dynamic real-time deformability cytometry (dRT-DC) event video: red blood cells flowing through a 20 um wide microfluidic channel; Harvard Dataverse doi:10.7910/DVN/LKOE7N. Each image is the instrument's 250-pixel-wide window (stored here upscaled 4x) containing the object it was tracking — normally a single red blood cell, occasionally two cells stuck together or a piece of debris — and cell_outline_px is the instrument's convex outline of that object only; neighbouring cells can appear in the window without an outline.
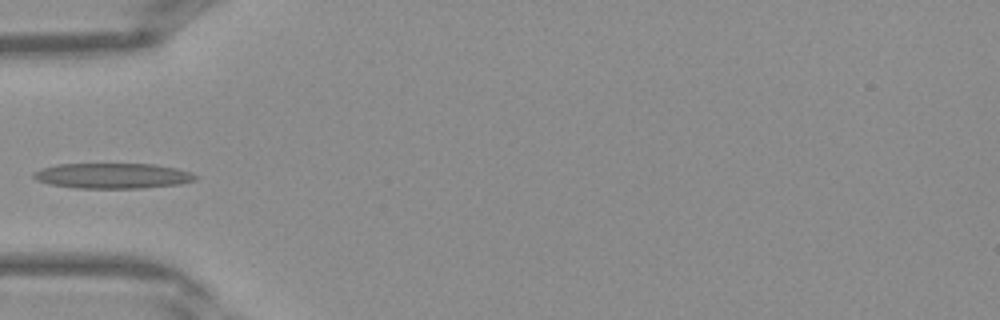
{"species": "Egyptian fruit bat (a non-hibernating species)", "species_latin": "Rousettus aegyptiacus", "temperature_condition": "warm", "stored_images_in_passage": 28, "camera_frame_rate_fps": 3000, "um_per_image_px": 0.085, "frame": {"image": 1, "passage_image": 1, "time_ms": 0.0, "image_size_px": [1000, 320], "cell_outline_px": [[200, 176], [196, 180], [180, 184], [140, 188], [76, 188], [48, 184], [36, 180], [32, 176], [32, 172], [40, 168], [56, 164], [152, 164], [176, 168], [192, 172]], "centroid_in_image_um": [9.56, 14.94], "position_along_channel_um": 75.4, "area_um2": 24.16}}
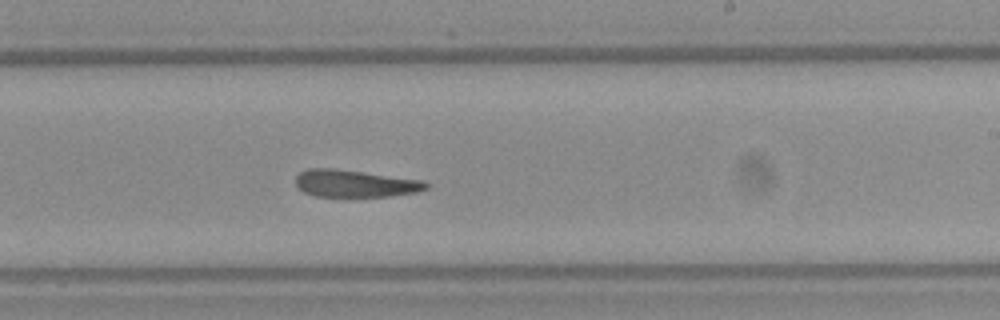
{"frame": {"image": 2, "passage_image": 12, "time_ms": 3.667, "image_size_px": [1000, 320], "cell_outline_px": [[428, 188], [416, 192], [388, 196], [316, 196], [304, 192], [296, 184], [296, 176], [300, 172], [308, 168], [332, 168], [424, 180], [428, 184]], "centroid_in_image_um": [30.17, 15.59], "position_along_channel_um": 258.8, "area_um2": 20.46}}
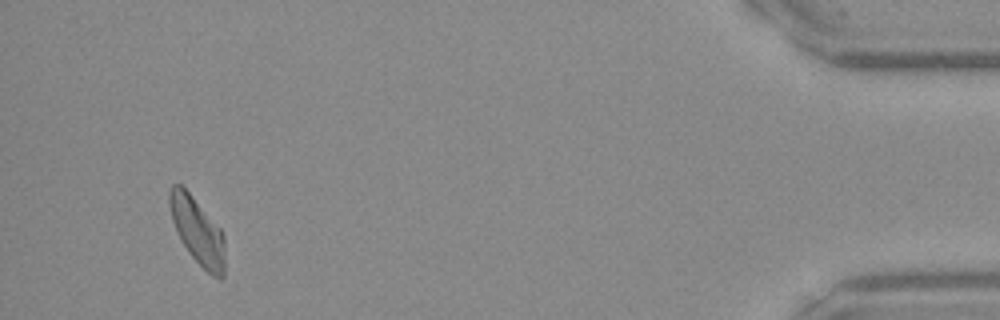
{"frame": {"image": 3, "passage_image": 26, "time_ms": 8.333, "image_size_px": [1000, 320], "cell_outline_px": [[224, 276], [220, 280], [212, 276], [188, 252], [172, 220], [168, 204], [168, 192], [172, 184], [180, 184], [192, 196], [220, 228], [224, 236]], "centroid_in_image_um": [16.78, 19.62], "position_along_channel_um": 418.4, "area_um2": 21.15}}